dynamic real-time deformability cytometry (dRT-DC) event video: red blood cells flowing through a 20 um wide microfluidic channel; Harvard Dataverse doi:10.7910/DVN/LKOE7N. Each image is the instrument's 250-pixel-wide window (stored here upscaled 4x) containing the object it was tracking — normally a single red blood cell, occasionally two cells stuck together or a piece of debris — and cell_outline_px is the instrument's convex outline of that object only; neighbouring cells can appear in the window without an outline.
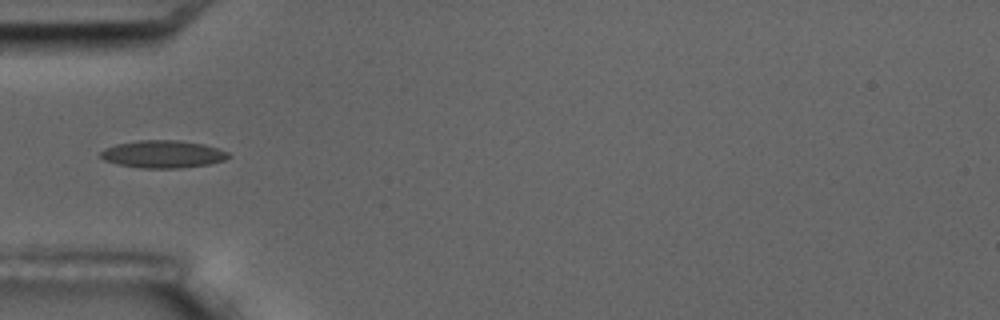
{"species": "common noctule bat (a hibernating species)", "species_latin": "Nyctalus noctula", "temperature_condition": "room temperature", "stored_images_in_passage": 3, "camera_frame_rate_fps": 3000, "um_per_image_px": 0.085, "animal": {"sex": "male", "body_mass_g": 17.5, "forearm_length_mm": 52.3}, "frame": {"image": 1, "passage_image": 3, "time_ms": 3.0, "image_size_px": [1000, 320], "cell_outline_px": [[232, 156], [224, 160], [208, 164], [180, 168], [140, 168], [120, 164], [104, 160], [100, 156], [100, 152], [104, 148], [116, 144], [140, 140], [176, 140], [204, 144], [228, 152]], "centroid_in_image_um": [13.84, 13.1], "position_along_channel_um": 71.2, "area_um2": 20.4}}